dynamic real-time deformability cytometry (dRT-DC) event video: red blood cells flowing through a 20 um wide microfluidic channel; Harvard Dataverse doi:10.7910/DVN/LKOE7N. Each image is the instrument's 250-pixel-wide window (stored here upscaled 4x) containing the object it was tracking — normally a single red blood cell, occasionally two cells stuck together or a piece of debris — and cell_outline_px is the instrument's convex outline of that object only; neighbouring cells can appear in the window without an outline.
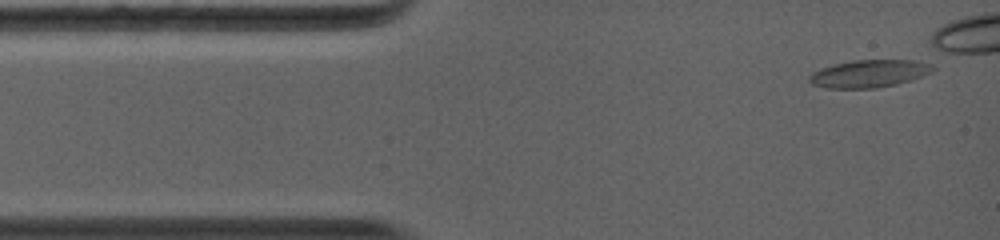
{"species": "common noctule bat (a hibernating species)", "species_latin": "Nyctalus noctula", "temperature_condition": "warm", "stored_images_in_passage": 8, "camera_frame_rate_fps": 5000, "um_per_image_px": 0.085, "animal": {"sex": "female", "body_mass_g": 19.0, "forearm_length_mm": 56.7}, "frame": {"image": 1, "passage_image": 1, "time_ms": 0.0, "image_size_px": [1000, 240], "cell_outline_px": [[936, 68], [932, 72], [912, 80], [896, 84], [876, 88], [828, 88], [812, 84], [808, 80], [808, 76], [812, 72], [820, 68], [832, 64], [852, 60], [932, 60]], "centroid_in_image_um": [73.95, 6.23], "position_along_channel_um": 11.1, "area_um2": 20.35}}
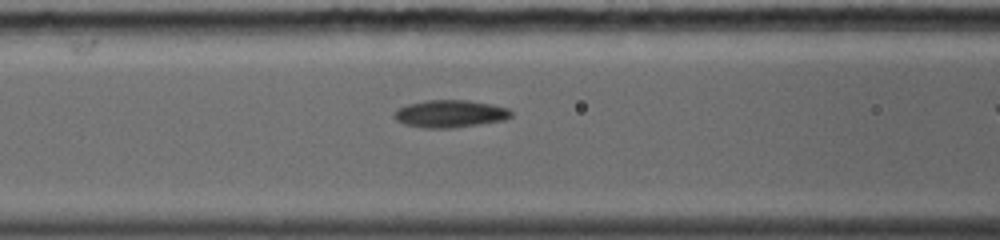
{"frame": {"image": 2, "passage_image": 7, "time_ms": 4.2, "image_size_px": [1000, 240], "cell_outline_px": [[512, 116], [504, 120], [456, 128], [424, 128], [404, 124], [396, 120], [396, 112], [400, 108], [408, 104], [428, 100], [468, 100], [492, 104], [508, 108], [512, 112]], "centroid_in_image_um": [38.31, 9.67], "position_along_channel_um": 128.3, "area_um2": 18.61}}